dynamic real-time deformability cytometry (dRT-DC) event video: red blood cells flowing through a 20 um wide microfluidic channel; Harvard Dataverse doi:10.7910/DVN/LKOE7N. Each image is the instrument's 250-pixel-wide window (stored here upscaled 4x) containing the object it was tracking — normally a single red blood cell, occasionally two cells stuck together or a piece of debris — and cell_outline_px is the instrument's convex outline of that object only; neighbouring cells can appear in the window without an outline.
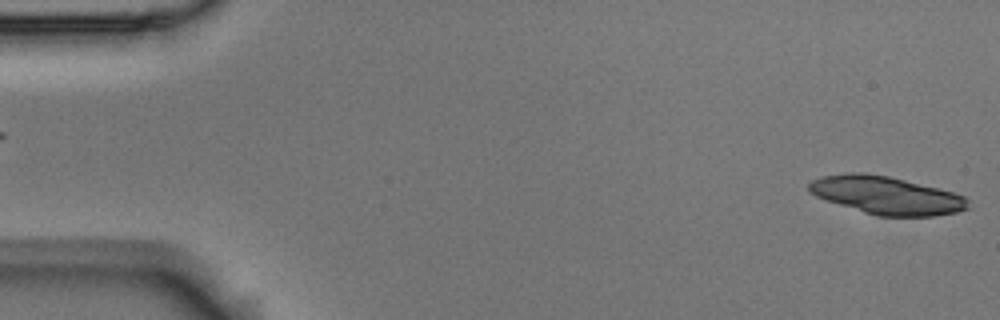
{"species": "Egyptian fruit bat (a non-hibernating species)", "species_latin": "Rousettus aegyptiacus", "temperature_condition": "room temperature", "stored_images_in_passage": 4, "segment_of_instrument_passage": [2, 2], "camera_frame_rate_fps": 3000, "um_per_image_px": 0.085, "animal": {"sex": "male"}, "frame": {"image": 1, "passage_image": 4, "time_ms": 1.0, "image_size_px": [1000, 320], "cell_outline_px": [[968, 208], [956, 212], [936, 216], [876, 216], [816, 196], [808, 192], [808, 184], [812, 180], [820, 176], [852, 172], [860, 172], [888, 176], [952, 192], [964, 196], [968, 200]], "centroid_in_image_um": [75.32, 16.6], "position_along_channel_um": 9.7, "area_um2": 34.74}}